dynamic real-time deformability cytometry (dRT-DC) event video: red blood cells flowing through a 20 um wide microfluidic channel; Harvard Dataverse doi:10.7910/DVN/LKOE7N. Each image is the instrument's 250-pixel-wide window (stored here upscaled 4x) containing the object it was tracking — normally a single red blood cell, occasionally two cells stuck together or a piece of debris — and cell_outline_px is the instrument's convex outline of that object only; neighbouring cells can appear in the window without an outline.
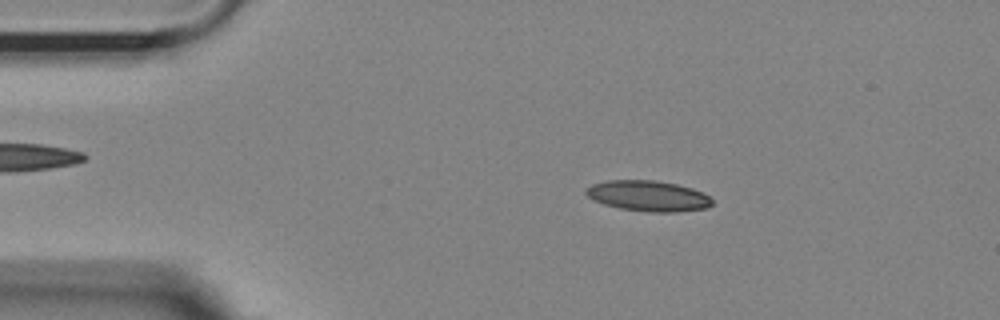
{"species": "Egyptian fruit bat (a non-hibernating species)", "species_latin": "Rousettus aegyptiacus", "temperature_condition": "room temperature", "stored_images_in_passage": 54, "camera_frame_rate_fps": 3000, "um_per_image_px": 0.085, "animal": {"sex": "female"}, "frame": {"image": 1, "passage_image": 9, "time_ms": 2.667, "image_size_px": [1000, 320], "cell_outline_px": [[712, 204], [708, 208], [676, 212], [652, 212], [620, 208], [604, 204], [588, 196], [584, 192], [584, 188], [592, 184], [608, 180], [656, 180], [676, 184], [692, 188], [708, 196], [712, 200]], "centroid_in_image_um": [55.08, 16.65], "position_along_channel_um": 29.9, "area_um2": 22.43}}
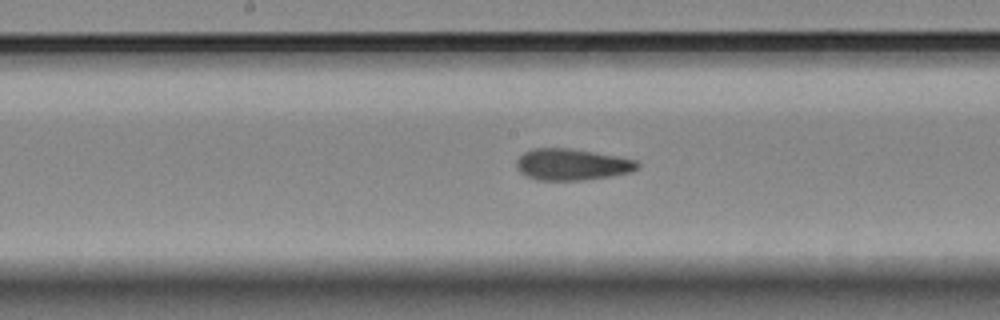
{"frame": {"image": 2, "passage_image": 27, "time_ms": 8.667, "image_size_px": [1000, 320], "cell_outline_px": [[640, 168], [632, 172], [584, 180], [536, 180], [520, 172], [516, 164], [516, 160], [524, 152], [532, 148], [572, 148], [616, 156], [636, 160], [640, 164]], "centroid_in_image_um": [48.62, 13.97], "position_along_channel_um": 199.6, "area_um2": 22.2}}
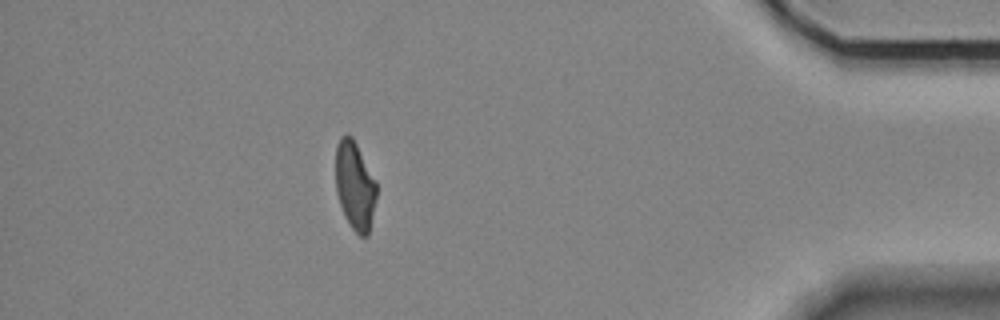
{"frame": {"image": 3, "passage_image": 48, "time_ms": 15.667, "image_size_px": [1000, 320], "cell_outline_px": [[376, 196], [368, 236], [360, 236], [352, 228], [344, 216], [336, 192], [336, 144], [340, 136], [344, 132], [348, 132], [352, 136], [376, 180]], "centroid_in_image_um": [30.15, 15.73], "position_along_channel_um": 405.1, "area_um2": 21.15}, "authors_computed_cell_mechanics": {"area_um2": 22.2241, "velocity_mm_per_s": 3.6055, "shape_relaxation_time_tau1_ms": 11.2442, "shape_relaxation_time_tau2_ms": 1.8236, "deformation_change_tau1": 0.2269, "deformation_change_tau2": 0.0877}}